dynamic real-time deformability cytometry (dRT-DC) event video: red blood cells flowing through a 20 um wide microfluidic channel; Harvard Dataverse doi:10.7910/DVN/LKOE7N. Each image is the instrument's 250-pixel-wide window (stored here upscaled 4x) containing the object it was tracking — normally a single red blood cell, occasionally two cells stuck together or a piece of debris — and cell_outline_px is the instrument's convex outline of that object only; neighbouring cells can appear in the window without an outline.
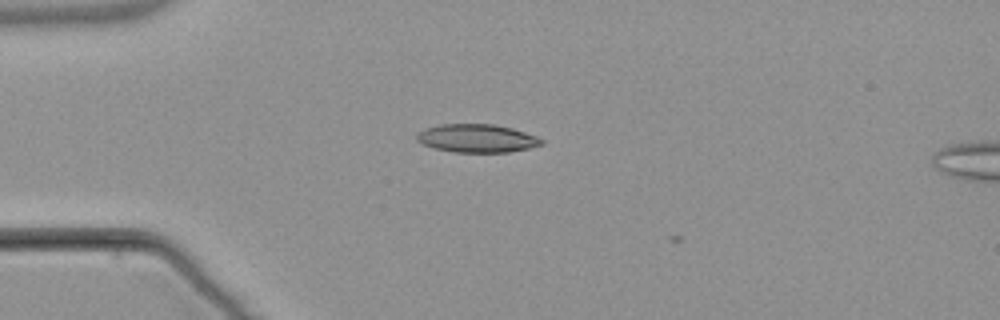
{"species": "common noctule bat (a hibernating species)", "species_latin": "Nyctalus noctula", "temperature_condition": "warm", "stored_images_in_passage": 2, "camera_frame_rate_fps": 3000, "um_per_image_px": 0.085, "animal": {"sex": "male", "body_mass_g": 21.5, "forearm_length_mm": 52.0}, "frame": {"image": 1, "passage_image": 1, "time_ms": 0.0, "image_size_px": [1000, 320], "cell_outline_px": [[544, 144], [528, 148], [508, 152], [456, 152], [436, 148], [424, 144], [416, 140], [416, 132], [424, 128], [440, 124], [496, 124], [512, 128], [536, 136], [544, 140]], "centroid_in_image_um": [40.53, 11.74], "position_along_channel_um": 44.5, "area_um2": 20.52}}